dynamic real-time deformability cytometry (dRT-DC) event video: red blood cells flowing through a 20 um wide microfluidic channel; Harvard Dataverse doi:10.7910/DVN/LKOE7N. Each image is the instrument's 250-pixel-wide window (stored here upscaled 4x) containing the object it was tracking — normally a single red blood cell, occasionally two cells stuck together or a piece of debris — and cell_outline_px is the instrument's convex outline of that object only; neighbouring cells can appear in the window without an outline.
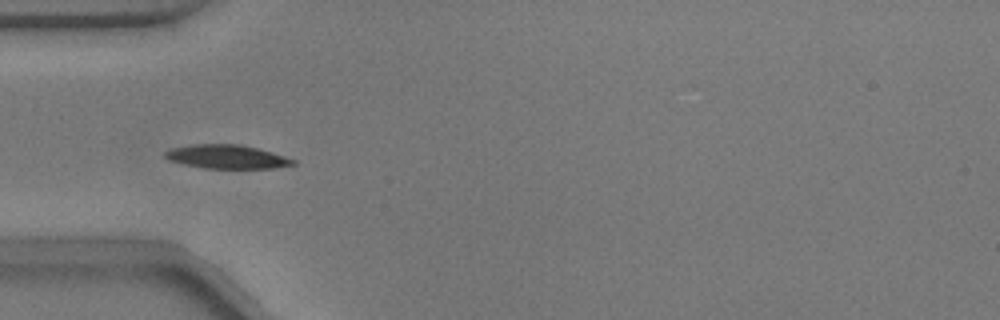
{"species": "common noctule bat (a hibernating species)", "species_latin": "Nyctalus noctula", "temperature_condition": "warm", "stored_images_in_passage": 53, "camera_frame_rate_fps": 3000, "um_per_image_px": 0.085, "animal": {"sex": "male", "body_mass_g": 17.9}, "frame": {"image": 1, "passage_image": 16, "time_ms": 5.0, "image_size_px": [1000, 320], "cell_outline_px": [[296, 164], [272, 168], [204, 168], [184, 164], [168, 160], [164, 156], [164, 152], [172, 148], [192, 144], [240, 144], [272, 152], [296, 160]], "centroid_in_image_um": [19.26, 13.32], "position_along_channel_um": 65.7, "area_um2": 17.63}}
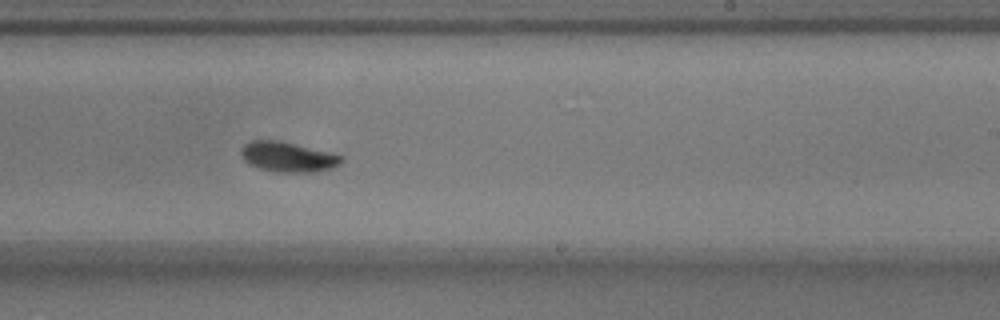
{"frame": {"image": 2, "passage_image": 32, "time_ms": 10.333, "image_size_px": [1000, 320], "cell_outline_px": [[344, 160], [340, 164], [332, 168], [316, 172], [276, 172], [256, 168], [248, 164], [244, 160], [240, 152], [244, 144], [252, 140], [276, 140], [328, 152], [344, 156]], "centroid_in_image_um": [24.45, 13.35], "position_along_channel_um": 264.5, "area_um2": 17.57}}
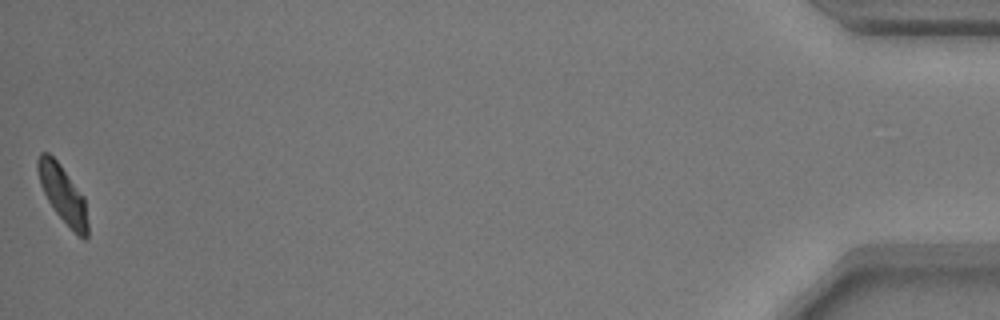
{"frame": {"image": 3, "passage_image": 53, "time_ms": 17.333, "image_size_px": [1000, 320], "cell_outline_px": [[88, 236], [84, 240], [56, 212], [48, 200], [40, 184], [36, 168], [36, 160], [40, 152], [48, 152], [60, 164], [84, 196], [88, 224]], "centroid_in_image_um": [5.32, 16.44], "position_along_channel_um": 429.9, "area_um2": 16.42}, "authors_computed_cell_mechanics": {"area_um2": 17.1666, "velocity_mm_per_s": 3.7328, "shape_relaxation_time_tau1_ms": 2.817, "shape_relaxation_time_tau2_ms": 3.924, "deformation_change_tau1": 0.143, "deformation_change_tau2": 0.0671}}